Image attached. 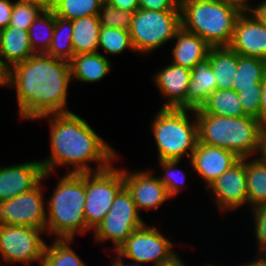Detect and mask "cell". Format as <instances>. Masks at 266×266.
Wrapping results in <instances>:
<instances>
[{
    "label": "cell",
    "mask_w": 266,
    "mask_h": 266,
    "mask_svg": "<svg viewBox=\"0 0 266 266\" xmlns=\"http://www.w3.org/2000/svg\"><path fill=\"white\" fill-rule=\"evenodd\" d=\"M71 82L69 62L46 53H34L2 76V86L15 89L20 118L31 122L71 112L67 109Z\"/></svg>",
    "instance_id": "6da1fadb"
},
{
    "label": "cell",
    "mask_w": 266,
    "mask_h": 266,
    "mask_svg": "<svg viewBox=\"0 0 266 266\" xmlns=\"http://www.w3.org/2000/svg\"><path fill=\"white\" fill-rule=\"evenodd\" d=\"M42 119L49 122L51 148L50 155L40 160L44 173L54 174L60 166L68 167L66 173L98 172L119 160L116 149L73 111L49 114L36 120ZM92 163L95 169L90 166Z\"/></svg>",
    "instance_id": "7a4b0ae2"
},
{
    "label": "cell",
    "mask_w": 266,
    "mask_h": 266,
    "mask_svg": "<svg viewBox=\"0 0 266 266\" xmlns=\"http://www.w3.org/2000/svg\"><path fill=\"white\" fill-rule=\"evenodd\" d=\"M46 201V233L54 239H74L87 234L84 215L86 173H66L59 177Z\"/></svg>",
    "instance_id": "3957f363"
},
{
    "label": "cell",
    "mask_w": 266,
    "mask_h": 266,
    "mask_svg": "<svg viewBox=\"0 0 266 266\" xmlns=\"http://www.w3.org/2000/svg\"><path fill=\"white\" fill-rule=\"evenodd\" d=\"M198 142L232 151L239 158L258 156L260 126L251 116L228 117L204 114L195 109Z\"/></svg>",
    "instance_id": "277c9868"
},
{
    "label": "cell",
    "mask_w": 266,
    "mask_h": 266,
    "mask_svg": "<svg viewBox=\"0 0 266 266\" xmlns=\"http://www.w3.org/2000/svg\"><path fill=\"white\" fill-rule=\"evenodd\" d=\"M181 26L211 47L228 46L242 11L226 0H181Z\"/></svg>",
    "instance_id": "5b68a950"
},
{
    "label": "cell",
    "mask_w": 266,
    "mask_h": 266,
    "mask_svg": "<svg viewBox=\"0 0 266 266\" xmlns=\"http://www.w3.org/2000/svg\"><path fill=\"white\" fill-rule=\"evenodd\" d=\"M151 120L158 161L183 160L187 155L191 159L198 143L195 109L160 108Z\"/></svg>",
    "instance_id": "8992f818"
},
{
    "label": "cell",
    "mask_w": 266,
    "mask_h": 266,
    "mask_svg": "<svg viewBox=\"0 0 266 266\" xmlns=\"http://www.w3.org/2000/svg\"><path fill=\"white\" fill-rule=\"evenodd\" d=\"M181 27V10L138 8L132 18L130 38L137 54H150L172 41Z\"/></svg>",
    "instance_id": "52a82bcc"
},
{
    "label": "cell",
    "mask_w": 266,
    "mask_h": 266,
    "mask_svg": "<svg viewBox=\"0 0 266 266\" xmlns=\"http://www.w3.org/2000/svg\"><path fill=\"white\" fill-rule=\"evenodd\" d=\"M145 223L130 192L124 186L116 195L109 212L92 234L94 241L98 244L112 241L111 248L115 254L127 238Z\"/></svg>",
    "instance_id": "ba28073f"
},
{
    "label": "cell",
    "mask_w": 266,
    "mask_h": 266,
    "mask_svg": "<svg viewBox=\"0 0 266 266\" xmlns=\"http://www.w3.org/2000/svg\"><path fill=\"white\" fill-rule=\"evenodd\" d=\"M124 187L123 168H109L86 173L84 215L87 232L93 231L109 212L118 192Z\"/></svg>",
    "instance_id": "9c48e42d"
},
{
    "label": "cell",
    "mask_w": 266,
    "mask_h": 266,
    "mask_svg": "<svg viewBox=\"0 0 266 266\" xmlns=\"http://www.w3.org/2000/svg\"><path fill=\"white\" fill-rule=\"evenodd\" d=\"M159 230L155 225L149 226L145 223L136 229L115 253L139 266L146 263L157 266L170 261L178 254L174 250L175 243Z\"/></svg>",
    "instance_id": "30bf717a"
},
{
    "label": "cell",
    "mask_w": 266,
    "mask_h": 266,
    "mask_svg": "<svg viewBox=\"0 0 266 266\" xmlns=\"http://www.w3.org/2000/svg\"><path fill=\"white\" fill-rule=\"evenodd\" d=\"M43 230L27 226L0 225V258L5 263L41 266L46 241Z\"/></svg>",
    "instance_id": "8fae6325"
},
{
    "label": "cell",
    "mask_w": 266,
    "mask_h": 266,
    "mask_svg": "<svg viewBox=\"0 0 266 266\" xmlns=\"http://www.w3.org/2000/svg\"><path fill=\"white\" fill-rule=\"evenodd\" d=\"M50 173L31 190L0 202V225H16L38 228L46 233V202L42 185Z\"/></svg>",
    "instance_id": "7c38bea8"
},
{
    "label": "cell",
    "mask_w": 266,
    "mask_h": 266,
    "mask_svg": "<svg viewBox=\"0 0 266 266\" xmlns=\"http://www.w3.org/2000/svg\"><path fill=\"white\" fill-rule=\"evenodd\" d=\"M206 191L219 208L220 214L237 211L246 205L248 207L245 158H241L224 172Z\"/></svg>",
    "instance_id": "4fadbf2b"
},
{
    "label": "cell",
    "mask_w": 266,
    "mask_h": 266,
    "mask_svg": "<svg viewBox=\"0 0 266 266\" xmlns=\"http://www.w3.org/2000/svg\"><path fill=\"white\" fill-rule=\"evenodd\" d=\"M124 186L130 192L137 210H159L168 200L172 199L165 185L151 170L131 171L123 168Z\"/></svg>",
    "instance_id": "5bb4252c"
},
{
    "label": "cell",
    "mask_w": 266,
    "mask_h": 266,
    "mask_svg": "<svg viewBox=\"0 0 266 266\" xmlns=\"http://www.w3.org/2000/svg\"><path fill=\"white\" fill-rule=\"evenodd\" d=\"M228 47L241 56L266 60V26L252 12H242Z\"/></svg>",
    "instance_id": "9a60e30c"
},
{
    "label": "cell",
    "mask_w": 266,
    "mask_h": 266,
    "mask_svg": "<svg viewBox=\"0 0 266 266\" xmlns=\"http://www.w3.org/2000/svg\"><path fill=\"white\" fill-rule=\"evenodd\" d=\"M240 159L232 151L198 142L188 164L201 180L203 178L207 189Z\"/></svg>",
    "instance_id": "2e32d148"
},
{
    "label": "cell",
    "mask_w": 266,
    "mask_h": 266,
    "mask_svg": "<svg viewBox=\"0 0 266 266\" xmlns=\"http://www.w3.org/2000/svg\"><path fill=\"white\" fill-rule=\"evenodd\" d=\"M43 175L40 160L0 166V202L33 189Z\"/></svg>",
    "instance_id": "e0dca14e"
},
{
    "label": "cell",
    "mask_w": 266,
    "mask_h": 266,
    "mask_svg": "<svg viewBox=\"0 0 266 266\" xmlns=\"http://www.w3.org/2000/svg\"><path fill=\"white\" fill-rule=\"evenodd\" d=\"M191 70L172 63L155 72L153 81L166 102L160 108L186 109V92Z\"/></svg>",
    "instance_id": "ac0fdd59"
},
{
    "label": "cell",
    "mask_w": 266,
    "mask_h": 266,
    "mask_svg": "<svg viewBox=\"0 0 266 266\" xmlns=\"http://www.w3.org/2000/svg\"><path fill=\"white\" fill-rule=\"evenodd\" d=\"M34 53L28 30L12 26L0 30V74L2 76L14 65L25 61Z\"/></svg>",
    "instance_id": "d6986e66"
},
{
    "label": "cell",
    "mask_w": 266,
    "mask_h": 266,
    "mask_svg": "<svg viewBox=\"0 0 266 266\" xmlns=\"http://www.w3.org/2000/svg\"><path fill=\"white\" fill-rule=\"evenodd\" d=\"M171 48V62L192 70L194 66L208 57L211 46L197 34L184 29L177 30Z\"/></svg>",
    "instance_id": "ffe728a7"
},
{
    "label": "cell",
    "mask_w": 266,
    "mask_h": 266,
    "mask_svg": "<svg viewBox=\"0 0 266 266\" xmlns=\"http://www.w3.org/2000/svg\"><path fill=\"white\" fill-rule=\"evenodd\" d=\"M102 52L74 55L69 61L71 79L82 83H96L103 80L113 69L110 58Z\"/></svg>",
    "instance_id": "44dd1931"
},
{
    "label": "cell",
    "mask_w": 266,
    "mask_h": 266,
    "mask_svg": "<svg viewBox=\"0 0 266 266\" xmlns=\"http://www.w3.org/2000/svg\"><path fill=\"white\" fill-rule=\"evenodd\" d=\"M216 89V79L207 57L191 70V79L186 92V109L200 108Z\"/></svg>",
    "instance_id": "7402d4cb"
},
{
    "label": "cell",
    "mask_w": 266,
    "mask_h": 266,
    "mask_svg": "<svg viewBox=\"0 0 266 266\" xmlns=\"http://www.w3.org/2000/svg\"><path fill=\"white\" fill-rule=\"evenodd\" d=\"M208 58L216 79L217 89H233L238 67V53L228 46L211 47Z\"/></svg>",
    "instance_id": "603a6c76"
},
{
    "label": "cell",
    "mask_w": 266,
    "mask_h": 266,
    "mask_svg": "<svg viewBox=\"0 0 266 266\" xmlns=\"http://www.w3.org/2000/svg\"><path fill=\"white\" fill-rule=\"evenodd\" d=\"M72 21V43L74 55L98 51L101 25L98 15L84 16Z\"/></svg>",
    "instance_id": "cb8c5ba5"
},
{
    "label": "cell",
    "mask_w": 266,
    "mask_h": 266,
    "mask_svg": "<svg viewBox=\"0 0 266 266\" xmlns=\"http://www.w3.org/2000/svg\"><path fill=\"white\" fill-rule=\"evenodd\" d=\"M248 206L252 209L266 204V159L245 158Z\"/></svg>",
    "instance_id": "d4e9b609"
},
{
    "label": "cell",
    "mask_w": 266,
    "mask_h": 266,
    "mask_svg": "<svg viewBox=\"0 0 266 266\" xmlns=\"http://www.w3.org/2000/svg\"><path fill=\"white\" fill-rule=\"evenodd\" d=\"M204 114L242 117L246 114L235 90L216 89L199 108Z\"/></svg>",
    "instance_id": "484cf974"
},
{
    "label": "cell",
    "mask_w": 266,
    "mask_h": 266,
    "mask_svg": "<svg viewBox=\"0 0 266 266\" xmlns=\"http://www.w3.org/2000/svg\"><path fill=\"white\" fill-rule=\"evenodd\" d=\"M74 239H54L44 249L41 266H86L81 257L72 249Z\"/></svg>",
    "instance_id": "4316f807"
},
{
    "label": "cell",
    "mask_w": 266,
    "mask_h": 266,
    "mask_svg": "<svg viewBox=\"0 0 266 266\" xmlns=\"http://www.w3.org/2000/svg\"><path fill=\"white\" fill-rule=\"evenodd\" d=\"M55 29V13L44 10L30 25L28 34L35 53H46L53 40Z\"/></svg>",
    "instance_id": "83f0119b"
},
{
    "label": "cell",
    "mask_w": 266,
    "mask_h": 266,
    "mask_svg": "<svg viewBox=\"0 0 266 266\" xmlns=\"http://www.w3.org/2000/svg\"><path fill=\"white\" fill-rule=\"evenodd\" d=\"M265 68L266 60L238 54V67L233 90L239 92L243 89L255 88V84H261Z\"/></svg>",
    "instance_id": "f1b7e54d"
},
{
    "label": "cell",
    "mask_w": 266,
    "mask_h": 266,
    "mask_svg": "<svg viewBox=\"0 0 266 266\" xmlns=\"http://www.w3.org/2000/svg\"><path fill=\"white\" fill-rule=\"evenodd\" d=\"M72 33V21L55 15L53 40L46 54L69 62L74 56Z\"/></svg>",
    "instance_id": "f546056e"
},
{
    "label": "cell",
    "mask_w": 266,
    "mask_h": 266,
    "mask_svg": "<svg viewBox=\"0 0 266 266\" xmlns=\"http://www.w3.org/2000/svg\"><path fill=\"white\" fill-rule=\"evenodd\" d=\"M102 49L108 58L109 54L120 55L125 50L135 53L129 31L118 28H107L102 26L99 35L98 50Z\"/></svg>",
    "instance_id": "4dcf8cb0"
},
{
    "label": "cell",
    "mask_w": 266,
    "mask_h": 266,
    "mask_svg": "<svg viewBox=\"0 0 266 266\" xmlns=\"http://www.w3.org/2000/svg\"><path fill=\"white\" fill-rule=\"evenodd\" d=\"M104 0H57L53 11L56 16L74 20L84 16L98 15Z\"/></svg>",
    "instance_id": "1f68e13d"
},
{
    "label": "cell",
    "mask_w": 266,
    "mask_h": 266,
    "mask_svg": "<svg viewBox=\"0 0 266 266\" xmlns=\"http://www.w3.org/2000/svg\"><path fill=\"white\" fill-rule=\"evenodd\" d=\"M181 160H159L162 176H158L159 180L165 185L167 193L171 198L177 197L181 191L186 189V177L178 165ZM178 168V169H177ZM185 185V187L183 186Z\"/></svg>",
    "instance_id": "d6a6232c"
},
{
    "label": "cell",
    "mask_w": 266,
    "mask_h": 266,
    "mask_svg": "<svg viewBox=\"0 0 266 266\" xmlns=\"http://www.w3.org/2000/svg\"><path fill=\"white\" fill-rule=\"evenodd\" d=\"M134 12L135 11L117 9L104 0L98 14L99 22L101 26L107 28H118L130 31Z\"/></svg>",
    "instance_id": "836d02e7"
},
{
    "label": "cell",
    "mask_w": 266,
    "mask_h": 266,
    "mask_svg": "<svg viewBox=\"0 0 266 266\" xmlns=\"http://www.w3.org/2000/svg\"><path fill=\"white\" fill-rule=\"evenodd\" d=\"M44 11L33 2L15 0L9 26L28 30L34 20Z\"/></svg>",
    "instance_id": "e575fe53"
},
{
    "label": "cell",
    "mask_w": 266,
    "mask_h": 266,
    "mask_svg": "<svg viewBox=\"0 0 266 266\" xmlns=\"http://www.w3.org/2000/svg\"><path fill=\"white\" fill-rule=\"evenodd\" d=\"M261 84H255V88L243 89L238 92L244 113L247 116L254 117L259 120L260 102H261Z\"/></svg>",
    "instance_id": "d590c367"
},
{
    "label": "cell",
    "mask_w": 266,
    "mask_h": 266,
    "mask_svg": "<svg viewBox=\"0 0 266 266\" xmlns=\"http://www.w3.org/2000/svg\"><path fill=\"white\" fill-rule=\"evenodd\" d=\"M257 252L266 254V204L251 209Z\"/></svg>",
    "instance_id": "8d00e7d4"
},
{
    "label": "cell",
    "mask_w": 266,
    "mask_h": 266,
    "mask_svg": "<svg viewBox=\"0 0 266 266\" xmlns=\"http://www.w3.org/2000/svg\"><path fill=\"white\" fill-rule=\"evenodd\" d=\"M139 8L154 11L181 10L179 0H139Z\"/></svg>",
    "instance_id": "74e56055"
},
{
    "label": "cell",
    "mask_w": 266,
    "mask_h": 266,
    "mask_svg": "<svg viewBox=\"0 0 266 266\" xmlns=\"http://www.w3.org/2000/svg\"><path fill=\"white\" fill-rule=\"evenodd\" d=\"M13 5L14 1L0 0V30L9 26Z\"/></svg>",
    "instance_id": "f35d334b"
},
{
    "label": "cell",
    "mask_w": 266,
    "mask_h": 266,
    "mask_svg": "<svg viewBox=\"0 0 266 266\" xmlns=\"http://www.w3.org/2000/svg\"><path fill=\"white\" fill-rule=\"evenodd\" d=\"M117 9L136 11L139 8V0H106Z\"/></svg>",
    "instance_id": "ab89813d"
},
{
    "label": "cell",
    "mask_w": 266,
    "mask_h": 266,
    "mask_svg": "<svg viewBox=\"0 0 266 266\" xmlns=\"http://www.w3.org/2000/svg\"><path fill=\"white\" fill-rule=\"evenodd\" d=\"M262 90H261V102H260V112H259V121H266V68L263 74L262 80Z\"/></svg>",
    "instance_id": "60d3db41"
},
{
    "label": "cell",
    "mask_w": 266,
    "mask_h": 266,
    "mask_svg": "<svg viewBox=\"0 0 266 266\" xmlns=\"http://www.w3.org/2000/svg\"><path fill=\"white\" fill-rule=\"evenodd\" d=\"M229 4L235 6L242 12H251L256 4H250V0H226Z\"/></svg>",
    "instance_id": "b9f144b4"
},
{
    "label": "cell",
    "mask_w": 266,
    "mask_h": 266,
    "mask_svg": "<svg viewBox=\"0 0 266 266\" xmlns=\"http://www.w3.org/2000/svg\"><path fill=\"white\" fill-rule=\"evenodd\" d=\"M258 3L251 12L266 26V0Z\"/></svg>",
    "instance_id": "7bdbcfd3"
},
{
    "label": "cell",
    "mask_w": 266,
    "mask_h": 266,
    "mask_svg": "<svg viewBox=\"0 0 266 266\" xmlns=\"http://www.w3.org/2000/svg\"><path fill=\"white\" fill-rule=\"evenodd\" d=\"M258 156L266 159V121L261 122L260 126V149Z\"/></svg>",
    "instance_id": "ee69618b"
},
{
    "label": "cell",
    "mask_w": 266,
    "mask_h": 266,
    "mask_svg": "<svg viewBox=\"0 0 266 266\" xmlns=\"http://www.w3.org/2000/svg\"><path fill=\"white\" fill-rule=\"evenodd\" d=\"M257 256V257H256ZM254 256V260H248V263H241L240 266H266V254L263 253H257V255Z\"/></svg>",
    "instance_id": "f6af8a7d"
},
{
    "label": "cell",
    "mask_w": 266,
    "mask_h": 266,
    "mask_svg": "<svg viewBox=\"0 0 266 266\" xmlns=\"http://www.w3.org/2000/svg\"><path fill=\"white\" fill-rule=\"evenodd\" d=\"M29 2H33L34 4L39 5L44 10H53L55 7L57 0H25Z\"/></svg>",
    "instance_id": "bcb514c9"
},
{
    "label": "cell",
    "mask_w": 266,
    "mask_h": 266,
    "mask_svg": "<svg viewBox=\"0 0 266 266\" xmlns=\"http://www.w3.org/2000/svg\"><path fill=\"white\" fill-rule=\"evenodd\" d=\"M157 266H186V261L181 259L179 255L177 254L175 257H173L170 261L159 264Z\"/></svg>",
    "instance_id": "7dc6e473"
},
{
    "label": "cell",
    "mask_w": 266,
    "mask_h": 266,
    "mask_svg": "<svg viewBox=\"0 0 266 266\" xmlns=\"http://www.w3.org/2000/svg\"><path fill=\"white\" fill-rule=\"evenodd\" d=\"M114 256V261L113 263H111V265L109 266H139L136 265L135 263H125L126 261H124L118 254L113 255Z\"/></svg>",
    "instance_id": "c3c4849f"
},
{
    "label": "cell",
    "mask_w": 266,
    "mask_h": 266,
    "mask_svg": "<svg viewBox=\"0 0 266 266\" xmlns=\"http://www.w3.org/2000/svg\"><path fill=\"white\" fill-rule=\"evenodd\" d=\"M3 87L2 86V75L0 74V88Z\"/></svg>",
    "instance_id": "681fc988"
},
{
    "label": "cell",
    "mask_w": 266,
    "mask_h": 266,
    "mask_svg": "<svg viewBox=\"0 0 266 266\" xmlns=\"http://www.w3.org/2000/svg\"><path fill=\"white\" fill-rule=\"evenodd\" d=\"M202 266H217L216 264L215 265H211V264H207V265H202Z\"/></svg>",
    "instance_id": "f907efd6"
}]
</instances>
